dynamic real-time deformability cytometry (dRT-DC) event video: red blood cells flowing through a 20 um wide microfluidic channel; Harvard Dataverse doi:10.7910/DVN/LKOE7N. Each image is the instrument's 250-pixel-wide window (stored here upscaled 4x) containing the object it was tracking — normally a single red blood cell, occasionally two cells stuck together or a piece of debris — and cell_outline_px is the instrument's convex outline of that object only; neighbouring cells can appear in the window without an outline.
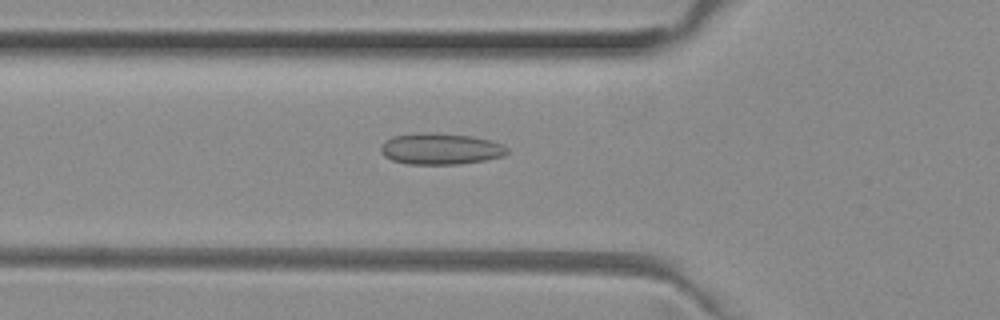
{"species": "common noctule bat (a hibernating species)", "species_latin": "Nyctalus noctula", "temperature_condition": "room temperature", "stored_images_in_passage": 52, "camera_frame_rate_fps": 3000, "um_per_image_px": 0.085, "animal": {"sex": "female", "body_mass_g": 29.2, "forearm_length_mm": 56.3}, "frame": {"image": 1, "passage_image": 18, "time_ms": 5.667, "image_size_px": [1000, 320], "cell_outline_px": [[508, 152], [504, 156], [484, 160], [460, 164], [408, 164], [392, 160], [384, 156], [380, 148], [392, 136], [424, 132], [472, 136], [488, 140], [500, 144], [508, 148]], "centroid_in_image_um": [37.45, 12.66], "position_along_channel_um": 88.3, "area_um2": 22.77}}
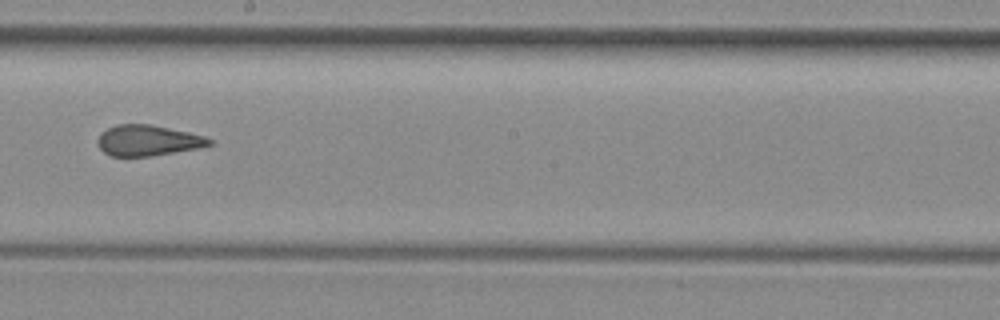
{"frame": {"image": 2, "passage_image": 29, "time_ms": 9.333, "image_size_px": [1000, 320], "cell_outline_px": [[212, 144], [196, 148], [152, 156], [112, 156], [104, 152], [96, 144], [96, 140], [100, 132], [116, 124], [152, 124], [188, 132], [204, 136], [212, 140]], "centroid_in_image_um": [12.51, 11.93], "position_along_channel_um": 235.7, "area_um2": 20.0}}
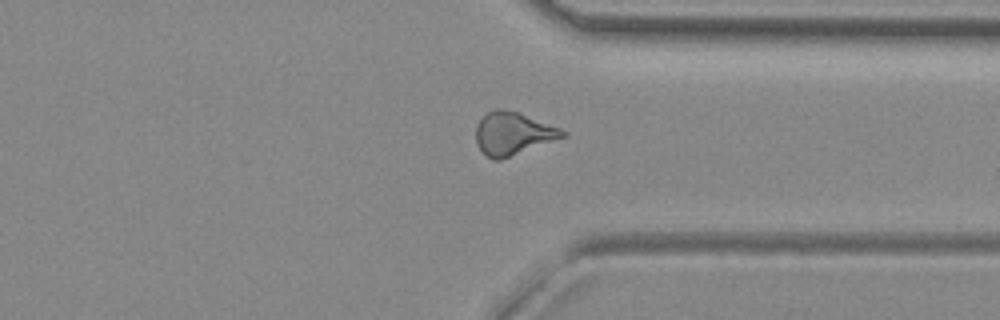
{"frame": {"image": 3, "passage_image": 39, "time_ms": 12.667, "image_size_px": [1000, 320], "cell_outline_px": [[568, 136], [500, 160], [492, 160], [476, 144], [476, 124], [488, 112], [496, 108], [504, 108], [516, 112], [560, 128]], "centroid_in_image_um": [43.59, 11.36], "position_along_channel_um": 367.8, "area_um2": 21.39}, "authors_computed_cell_mechanics": {"area_um2": 21.2415, "velocity_mm_per_s": 4.0047, "shape_relaxation_time_tau1_ms": null, "shape_relaxation_time_tau2_ms": 1.7145, "deformation_change_tau1": null, "deformation_change_tau2": 0.1013}}